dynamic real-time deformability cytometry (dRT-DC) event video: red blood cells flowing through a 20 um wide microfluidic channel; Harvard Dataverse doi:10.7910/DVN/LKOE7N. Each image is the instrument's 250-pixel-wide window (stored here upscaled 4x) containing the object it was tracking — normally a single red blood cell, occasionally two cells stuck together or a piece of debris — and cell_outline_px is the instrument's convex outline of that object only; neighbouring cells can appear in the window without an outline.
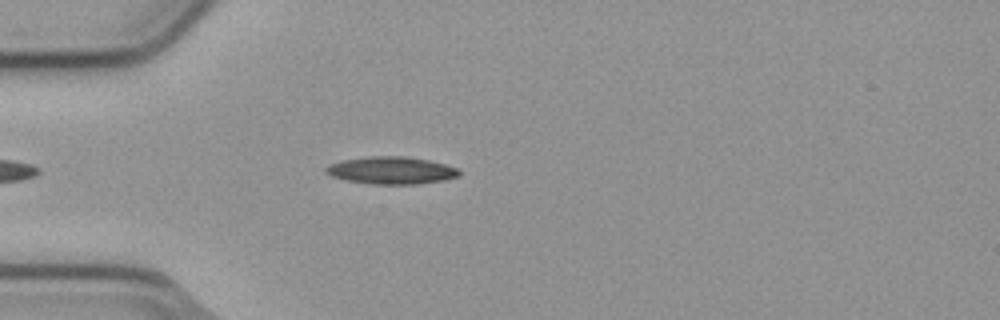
{"species": "common noctule bat (a hibernating species)", "species_latin": "Nyctalus noctula", "temperature_condition": "cold", "stored_images_in_passage": 22, "camera_frame_rate_fps": 3000, "um_per_image_px": 0.085, "animal": {"sex": "male", "body_mass_g": 23.1, "forearm_length_mm": 52.7}, "frame": {"image": 1, "passage_image": 7, "time_ms": 2.0, "image_size_px": [1000, 320], "cell_outline_px": [[460, 176], [444, 180], [416, 184], [372, 184], [348, 180], [332, 176], [324, 172], [324, 168], [340, 160], [368, 156], [408, 156], [428, 160], [460, 168]], "centroid_in_image_um": [33.28, 14.47], "position_along_channel_um": 51.7, "area_um2": 21.33}}
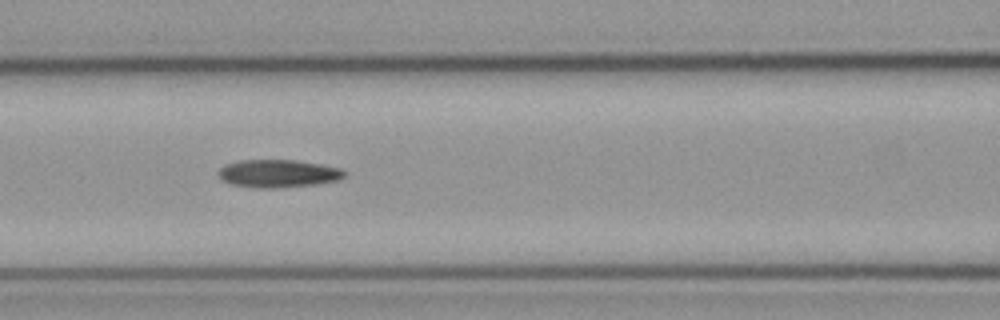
{"frame": {"image": 2, "passage_image": 15, "time_ms": 4.667, "image_size_px": [1000, 320], "cell_outline_px": [[344, 176], [336, 180], [316, 184], [272, 188], [256, 188], [232, 184], [224, 180], [220, 176], [220, 168], [228, 164], [240, 160], [296, 160], [320, 164], [340, 168], [344, 172]], "centroid_in_image_um": [23.65, 14.74], "position_along_channel_um": 143.0, "area_um2": 20.0}}
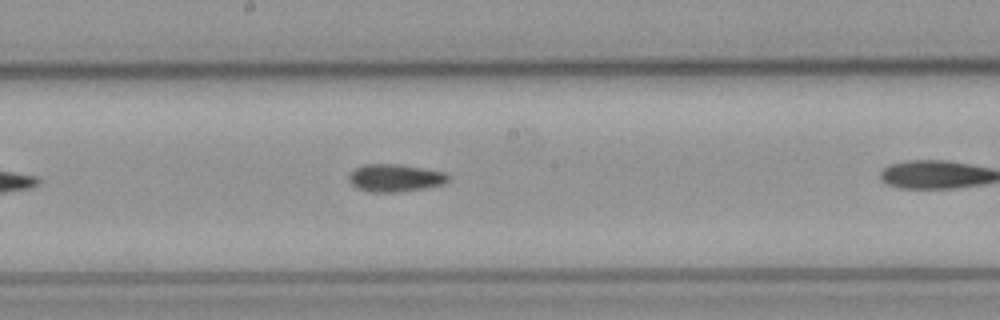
{"frame": {"image": 3, "passage_image": 17, "time_ms": 5.333, "image_size_px": [1000, 320], "cell_outline_px": [[448, 180], [444, 184], [424, 188], [400, 192], [368, 192], [356, 188], [348, 180], [348, 176], [356, 168], [364, 164], [400, 164], [444, 172], [448, 176]], "centroid_in_image_um": [33.55, 15.13], "position_along_channel_um": 214.6, "area_um2": 15.95}}